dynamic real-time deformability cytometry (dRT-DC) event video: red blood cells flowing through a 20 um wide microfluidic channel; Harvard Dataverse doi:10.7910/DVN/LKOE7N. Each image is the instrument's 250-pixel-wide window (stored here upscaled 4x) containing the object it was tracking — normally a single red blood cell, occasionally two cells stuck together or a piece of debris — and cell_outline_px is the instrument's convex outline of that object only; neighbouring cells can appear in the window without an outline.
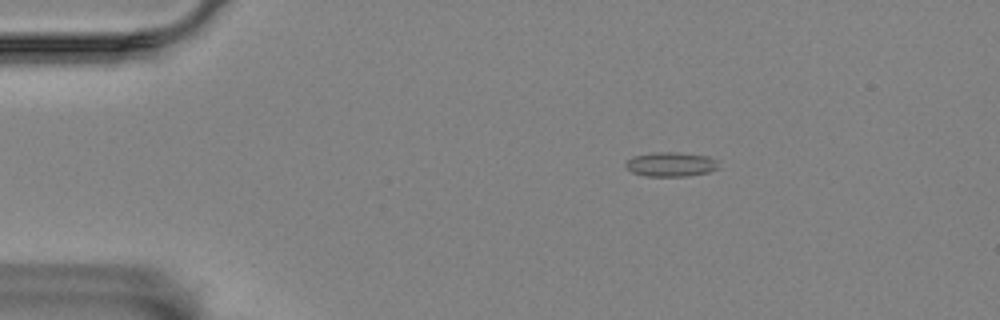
{"species": "Egyptian fruit bat (a non-hibernating species)", "species_latin": "Rousettus aegyptiacus", "temperature_condition": "room temperature", "stored_images_in_passage": 49, "camera_frame_rate_fps": 3000, "um_per_image_px": 0.085, "animal": {"sex": "female"}, "frame": {"image": 1, "passage_image": 1, "time_ms": 0.0, "image_size_px": [1000, 320], "cell_outline_px": [[720, 168], [708, 172], [688, 176], [644, 176], [632, 172], [624, 164], [632, 156], [652, 152], [676, 152], [708, 156], [720, 160]], "centroid_in_image_um": [57.07, 13.96], "position_along_channel_um": 27.9, "area_um2": 13.47}}
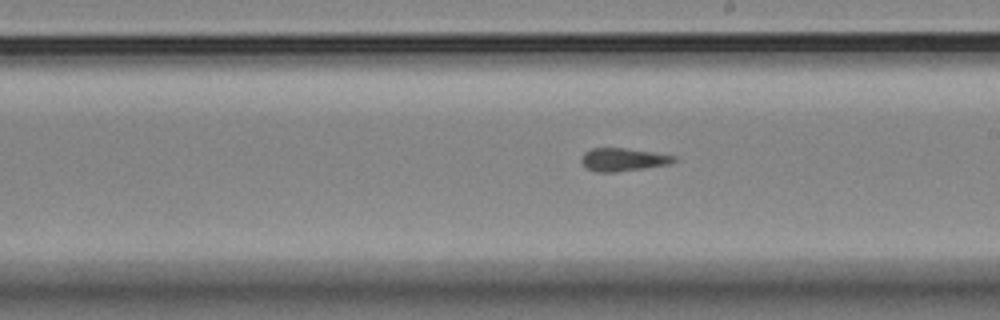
{"frame": {"image": 2, "passage_image": 24, "time_ms": 7.667, "image_size_px": [1000, 320], "cell_outline_px": [[680, 160], [672, 164], [616, 172], [596, 172], [584, 168], [580, 160], [580, 156], [584, 152], [592, 148], [624, 148], [652, 152], [676, 156]], "centroid_in_image_um": [52.96, 13.57], "position_along_channel_um": 236.0, "area_um2": 12.72}}
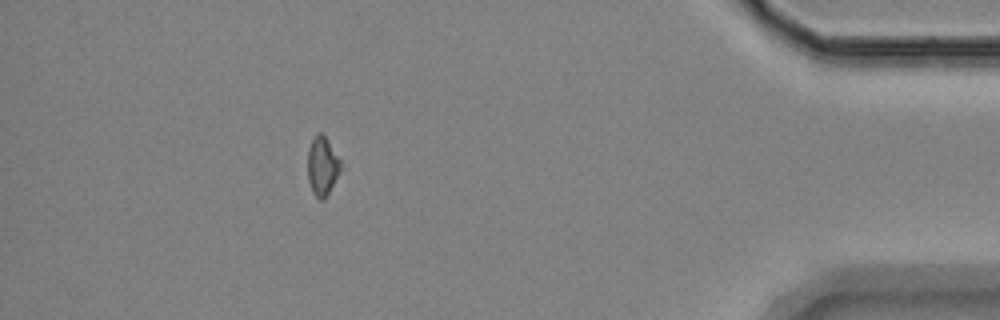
{"frame": {"image": 3, "passage_image": 43, "time_ms": 14.0, "image_size_px": [1000, 320], "cell_outline_px": [[340, 172], [324, 200], [320, 200], [312, 192], [308, 180], [308, 148], [316, 132], [320, 132], [324, 136], [340, 160]], "centroid_in_image_um": [27.37, 14.13], "position_along_channel_um": 407.8, "area_um2": 11.1}}